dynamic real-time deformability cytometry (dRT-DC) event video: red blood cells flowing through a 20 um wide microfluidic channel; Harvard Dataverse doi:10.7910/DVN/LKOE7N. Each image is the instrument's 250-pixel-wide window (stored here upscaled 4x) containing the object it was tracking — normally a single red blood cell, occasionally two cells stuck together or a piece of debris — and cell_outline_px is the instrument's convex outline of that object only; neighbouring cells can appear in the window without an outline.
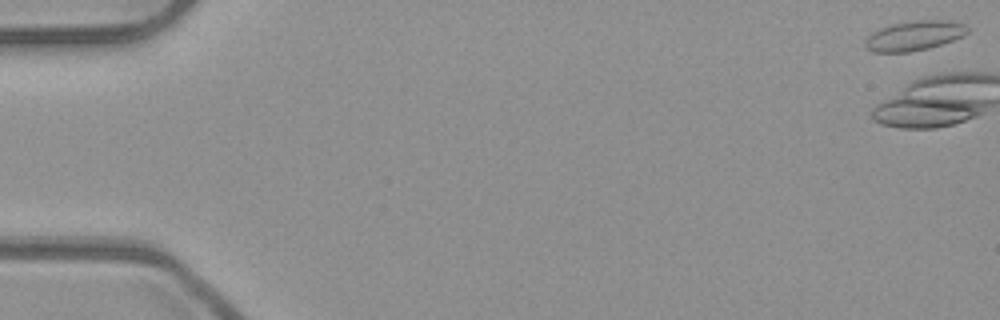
{"species": "common noctule bat (a hibernating species)", "species_latin": "Nyctalus noctula", "temperature_condition": "room temperature", "stored_images_in_passage": 3, "camera_frame_rate_fps": 3000, "um_per_image_px": 0.085, "animal": {"sex": "male", "body_mass_g": 23.1, "forearm_length_mm": 52.7}, "frame": {"image": 1, "passage_image": 1, "time_ms": 0.0, "image_size_px": [1000, 320], "cell_outline_px": [[968, 32], [964, 36], [928, 48], [908, 52], [872, 52], [864, 44], [864, 40], [872, 32], [880, 28], [892, 24], [916, 20], [948, 20], [964, 24], [968, 28]], "centroid_in_image_um": [77.7, 3.03], "position_along_channel_um": 7.3, "area_um2": 17.63}}